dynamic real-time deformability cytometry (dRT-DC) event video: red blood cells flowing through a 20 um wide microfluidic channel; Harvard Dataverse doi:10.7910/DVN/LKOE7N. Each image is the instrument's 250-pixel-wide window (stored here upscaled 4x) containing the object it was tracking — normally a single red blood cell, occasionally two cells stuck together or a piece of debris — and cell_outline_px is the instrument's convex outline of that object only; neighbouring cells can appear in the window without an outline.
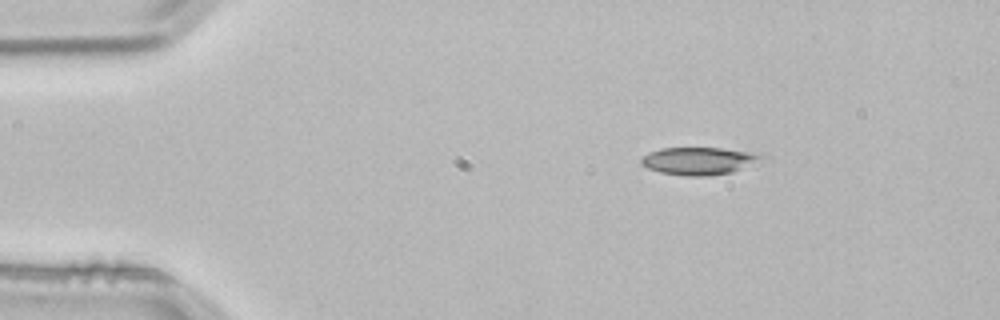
{"species": "common noctule bat (a hibernating species)", "species_latin": "Nyctalus noctula", "temperature_condition": "room temperature", "stored_images_in_passage": 2, "camera_frame_rate_fps": 3000, "um_per_image_px": 0.085, "animal": {"sex": "male", "body_mass_g": 21.5, "forearm_length_mm": 52.0}, "frame": {"image": 1, "passage_image": 1, "time_ms": 0.0, "image_size_px": [1000, 320], "cell_outline_px": [[764, 156], [732, 172], [708, 176], [684, 176], [660, 172], [648, 168], [640, 164], [640, 156], [648, 152], [660, 148], [720, 148], [748, 152]], "centroid_in_image_um": [59.23, 13.68], "position_along_channel_um": 25.8, "area_um2": 18.9}}